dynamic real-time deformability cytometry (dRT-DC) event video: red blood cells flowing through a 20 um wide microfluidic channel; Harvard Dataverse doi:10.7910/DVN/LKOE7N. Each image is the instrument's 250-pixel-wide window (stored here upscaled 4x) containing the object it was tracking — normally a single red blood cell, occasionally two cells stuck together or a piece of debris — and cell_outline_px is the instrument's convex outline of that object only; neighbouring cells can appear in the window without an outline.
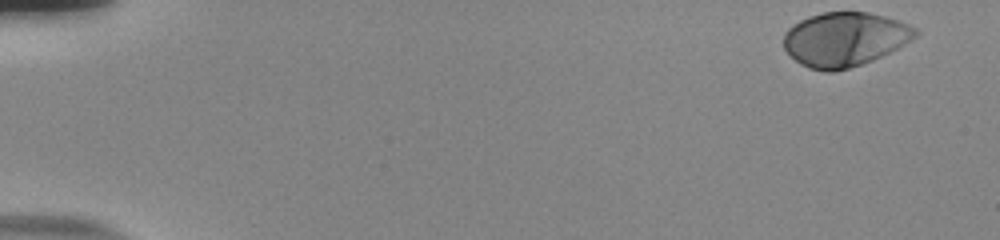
{"species": "human", "species_latin": "Homo sapiens", "temperature_condition": "room temperature", "stored_images_in_passage": 48, "camera_frame_rate_fps": 3000, "um_per_image_px": 0.085, "donor": {"sex": "male"}, "frame": {"image": 1, "passage_image": 1, "time_ms": 0.0, "image_size_px": [1000, 240], "cell_outline_px": [[920, 32], [916, 36], [904, 44], [872, 60], [848, 68], [832, 72], [824, 72], [808, 68], [800, 64], [784, 48], [784, 32], [792, 24], [808, 16], [824, 12], [868, 12], [900, 20], [920, 28]], "centroid_in_image_um": [71.8, 3.32], "position_along_channel_um": 13.2, "area_um2": 41.67}}
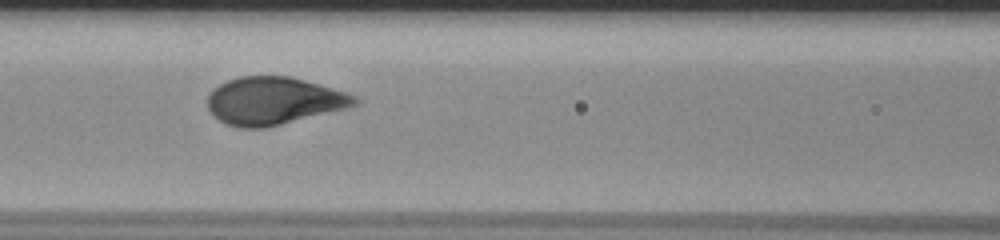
{"frame": {"image": 2, "passage_image": 24, "time_ms": 7.667, "image_size_px": [1000, 240], "cell_outline_px": [[360, 100], [356, 104], [348, 108], [264, 128], [236, 128], [224, 124], [208, 108], [208, 96], [220, 84], [228, 80], [240, 76], [292, 76], [332, 88], [356, 96]], "centroid_in_image_um": [23.27, 8.58], "position_along_channel_um": 143.3, "area_um2": 40.58}}
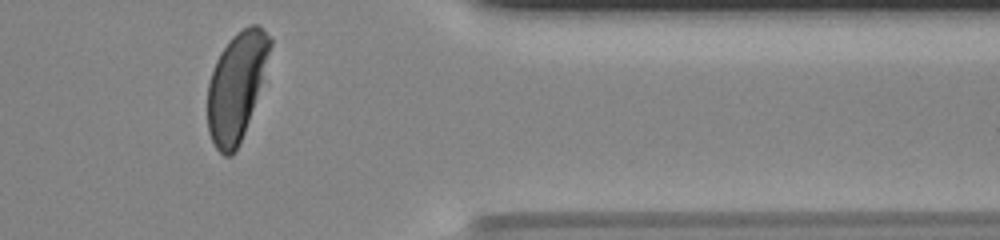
{"frame": {"image": 3, "passage_image": 45, "time_ms": 14.667, "image_size_px": [1000, 240], "cell_outline_px": [[272, 44], [252, 108], [244, 132], [236, 152], [232, 156], [224, 156], [216, 148], [208, 132], [208, 84], [216, 60], [220, 52], [232, 36], [236, 32], [252, 24], [260, 24], [272, 40]], "centroid_in_image_um": [20.07, 7.33], "position_along_channel_um": 391.3, "area_um2": 38.49}, "authors_computed_cell_mechanics": {"area_um2": 41.0958, "velocity_mm_per_s": 3.7279, "shape_relaxation_time_tau1_ms": 2.5254, "shape_relaxation_time_tau2_ms": null, "deformation_change_tau1": 0.1809, "deformation_change_tau2": null}}